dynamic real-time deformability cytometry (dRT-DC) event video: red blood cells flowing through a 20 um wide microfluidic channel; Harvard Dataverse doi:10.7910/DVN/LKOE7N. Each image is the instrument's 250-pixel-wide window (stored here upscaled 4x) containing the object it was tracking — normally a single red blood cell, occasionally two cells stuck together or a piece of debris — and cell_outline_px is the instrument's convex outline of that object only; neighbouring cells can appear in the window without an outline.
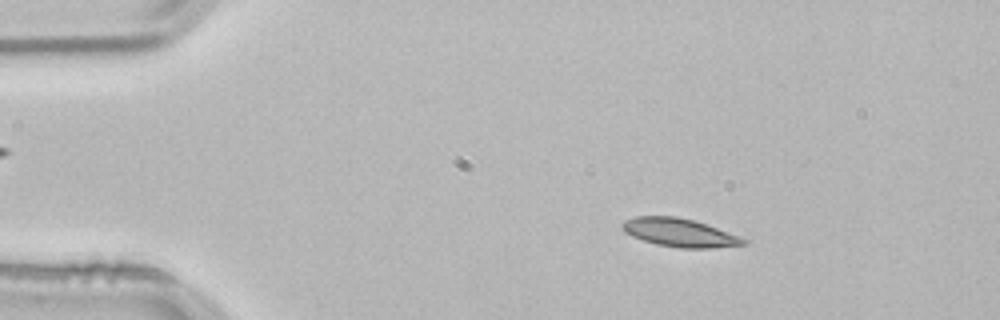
{"species": "common noctule bat (a hibernating species)", "species_latin": "Nyctalus noctula", "temperature_condition": "room temperature", "stored_images_in_passage": 53, "camera_frame_rate_fps": 3000, "um_per_image_px": 0.085, "animal": {"sex": "male", "body_mass_g": 21.5, "forearm_length_mm": 52.0}, "frame": {"image": 1, "passage_image": 8, "time_ms": 2.333, "image_size_px": [1000, 320], "cell_outline_px": [[748, 244], [712, 248], [680, 248], [656, 244], [632, 236], [624, 232], [620, 228], [620, 224], [624, 220], [636, 216], [676, 216], [692, 220], [740, 236], [748, 240]], "centroid_in_image_um": [57.73, 19.77], "position_along_channel_um": 27.3, "area_um2": 20.0}}
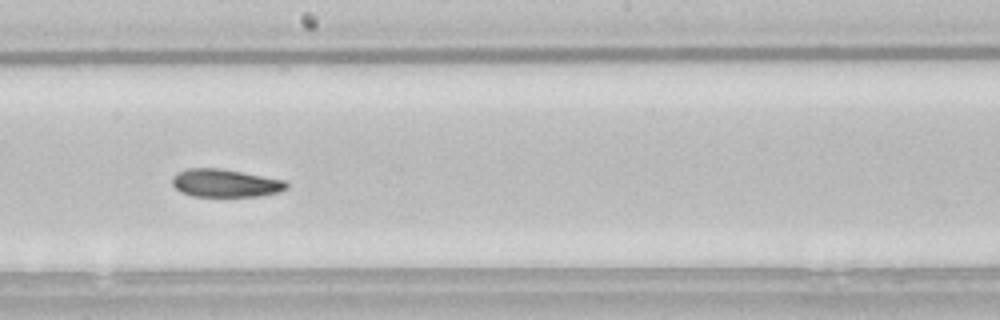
{"frame": {"image": 2, "passage_image": 29, "time_ms": 9.333, "image_size_px": [1000, 320], "cell_outline_px": [[288, 188], [276, 192], [260, 196], [192, 196], [180, 192], [172, 184], [172, 176], [176, 172], [188, 168], [220, 168], [284, 180], [288, 184]], "centroid_in_image_um": [19.1, 15.56], "position_along_channel_um": 229.1, "area_um2": 18.55}}
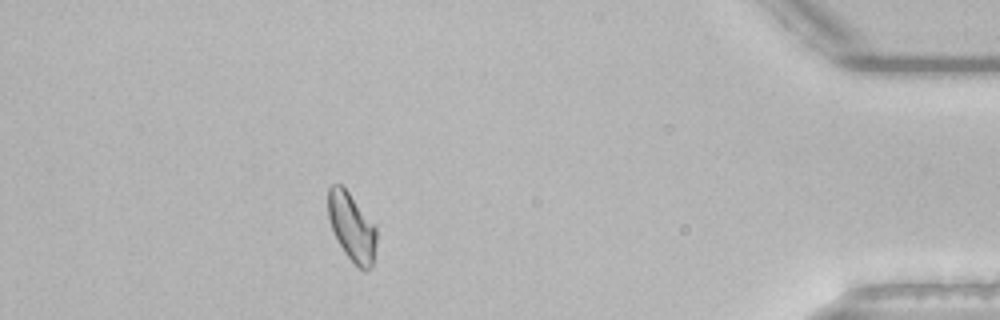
{"frame": {"image": 3, "passage_image": 47, "time_ms": 15.333, "image_size_px": [1000, 320], "cell_outline_px": [[376, 244], [372, 268], [364, 272], [344, 252], [336, 240], [328, 216], [328, 188], [332, 184], [340, 184], [348, 192], [376, 228]], "centroid_in_image_um": [29.89, 19.33], "position_along_channel_um": 405.3, "area_um2": 18.9}, "authors_computed_cell_mechanics": {"area_um2": 19.4208, "velocity_mm_per_s": 3.7785, "shape_relaxation_time_tau1_ms": 4.1455, "shape_relaxation_time_tau2_ms": 9.0594, "deformation_change_tau1": 0.1211, "deformation_change_tau2": 0.1592}}